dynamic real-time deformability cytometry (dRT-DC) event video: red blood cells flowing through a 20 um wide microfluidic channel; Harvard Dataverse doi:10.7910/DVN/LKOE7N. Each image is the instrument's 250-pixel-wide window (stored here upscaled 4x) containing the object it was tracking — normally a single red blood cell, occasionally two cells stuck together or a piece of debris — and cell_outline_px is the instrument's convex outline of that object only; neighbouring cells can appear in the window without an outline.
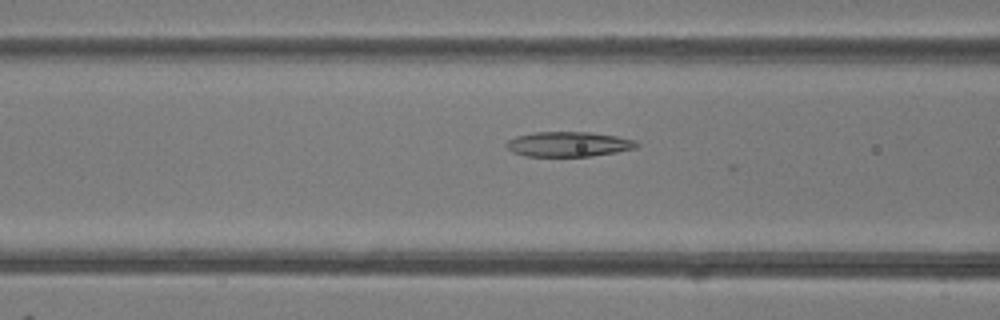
{"species": "common noctule bat (a hibernating species)", "species_latin": "Nyctalus noctula", "temperature_condition": "room temperature", "stored_images_in_passage": 34, "camera_frame_rate_fps": 3000, "um_per_image_px": 0.085, "animal": {"sex": "female"}, "frame": {"image": 1, "passage_image": 20, "time_ms": 6.333, "image_size_px": [1000, 320], "cell_outline_px": [[640, 144], [636, 148], [616, 152], [592, 156], [524, 156], [512, 152], [504, 144], [508, 140], [516, 136], [532, 132], [588, 132], [616, 136], [636, 140]], "centroid_in_image_um": [48.31, 12.25], "position_along_channel_um": 118.3, "area_um2": 19.02}}
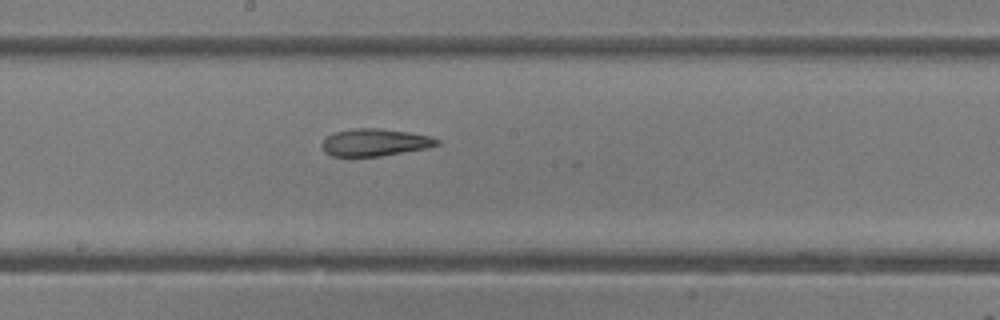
{"frame": {"image": 2, "passage_image": 27, "time_ms": 8.667, "image_size_px": [1000, 320], "cell_outline_px": [[440, 144], [428, 148], [380, 156], [332, 156], [324, 152], [320, 144], [328, 136], [336, 132], [352, 128], [376, 128], [412, 132], [432, 136], [440, 140]], "centroid_in_image_um": [31.9, 12.1], "position_along_channel_um": 216.3, "area_um2": 18.44}}
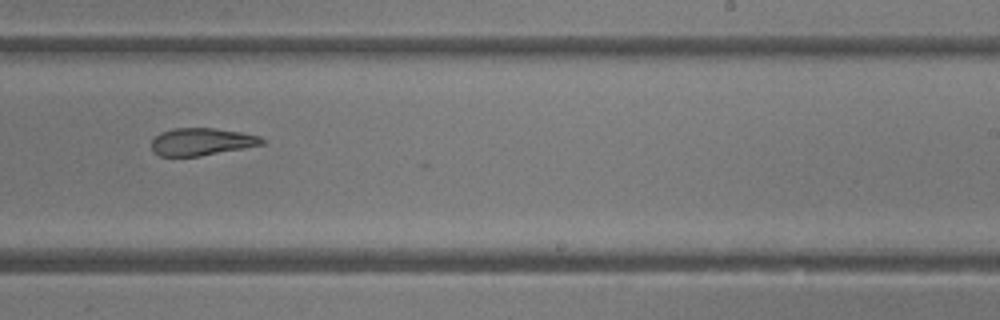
{"frame": {"image": 3, "passage_image": 31, "time_ms": 10.0, "image_size_px": [1000, 320], "cell_outline_px": [[264, 144], [200, 156], [160, 156], [152, 152], [152, 140], [160, 132], [172, 128], [216, 128], [240, 132], [260, 136], [264, 140]], "centroid_in_image_um": [17.1, 12.04], "position_along_channel_um": 271.9, "area_um2": 17.63}}